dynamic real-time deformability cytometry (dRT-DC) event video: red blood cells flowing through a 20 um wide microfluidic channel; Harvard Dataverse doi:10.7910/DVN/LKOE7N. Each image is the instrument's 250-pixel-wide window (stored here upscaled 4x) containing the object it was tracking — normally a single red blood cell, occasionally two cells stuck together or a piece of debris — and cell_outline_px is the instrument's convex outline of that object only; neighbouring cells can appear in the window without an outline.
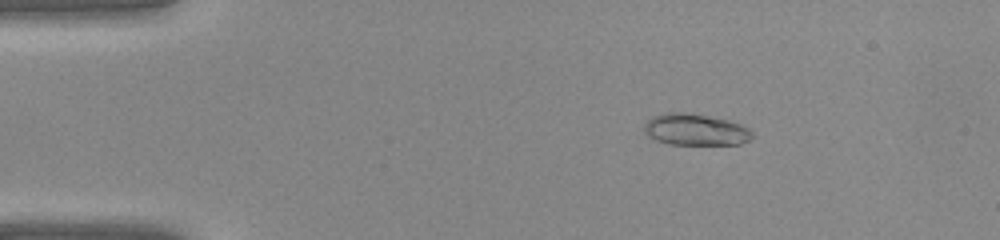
{"species": "common noctule bat (a hibernating species)", "species_latin": "Nyctalus noctula", "temperature_condition": "warm", "stored_images_in_passage": 40, "camera_frame_rate_fps": 3000, "um_per_image_px": 0.085, "animal": {"sex": "female", "body_mass_g": 22.0, "forearm_length_mm": 56.7}, "frame": {"image": 1, "passage_image": 7, "time_ms": 2.0, "image_size_px": [1000, 240], "cell_outline_px": [[752, 136], [748, 140], [740, 144], [668, 144], [656, 140], [648, 136], [644, 132], [644, 124], [652, 116], [668, 112], [684, 112], [728, 120], [740, 124], [748, 128], [752, 132]], "centroid_in_image_um": [59.07, 11.02], "position_along_channel_um": 25.9, "area_um2": 19.71}}
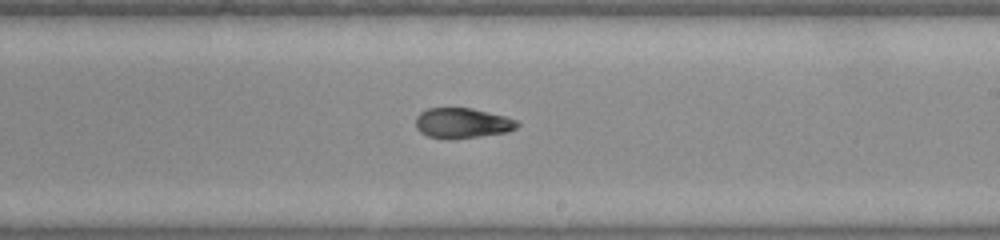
{"frame": {"image": 2, "passage_image": 24, "time_ms": 7.667, "image_size_px": [1000, 240], "cell_outline_px": [[520, 124], [516, 128], [508, 132], [480, 136], [448, 140], [428, 136], [420, 132], [416, 128], [416, 116], [420, 112], [428, 108], [472, 108], [504, 116], [516, 120]], "centroid_in_image_um": [39.27, 10.47], "position_along_channel_um": 249.7, "area_um2": 17.98}}
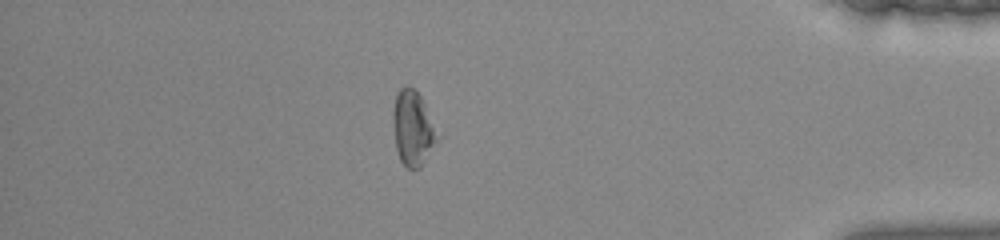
{"frame": {"image": 3, "passage_image": 35, "time_ms": 11.333, "image_size_px": [1000, 240], "cell_outline_px": [[440, 136], [420, 168], [408, 168], [400, 160], [396, 148], [392, 116], [392, 112], [396, 96], [400, 88], [404, 84], [408, 84], [416, 88]], "centroid_in_image_um": [35.08, 10.86], "position_along_channel_um": 400.1, "area_um2": 19.31}}